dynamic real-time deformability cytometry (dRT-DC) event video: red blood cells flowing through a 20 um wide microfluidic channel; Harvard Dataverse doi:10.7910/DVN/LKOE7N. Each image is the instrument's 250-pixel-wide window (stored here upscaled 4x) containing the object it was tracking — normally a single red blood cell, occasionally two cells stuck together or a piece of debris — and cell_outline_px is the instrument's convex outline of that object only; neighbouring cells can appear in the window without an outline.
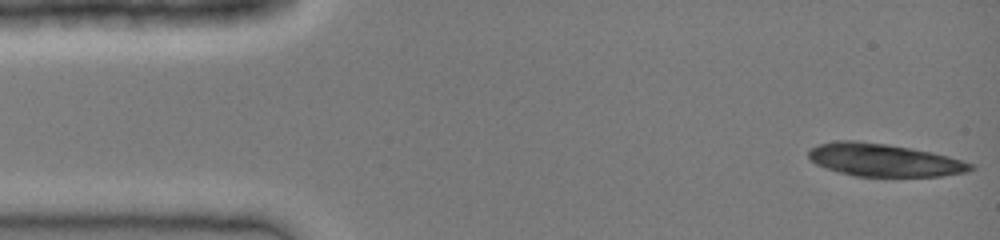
{"species": "common noctule bat (a hibernating species)", "species_latin": "Nyctalus noctula", "temperature_condition": "cold", "stored_images_in_passage": 41, "camera_frame_rate_fps": 3000, "um_per_image_px": 0.085, "animal": {"sex": "female", "body_mass_g": 19.0, "forearm_length_mm": 51.5}, "frame": {"image": 1, "passage_image": 1, "time_ms": 0.0, "image_size_px": [1000, 240], "cell_outline_px": [[976, 168], [968, 172], [940, 176], [856, 176], [824, 168], [816, 164], [808, 156], [808, 152], [812, 148], [820, 144], [836, 140], [856, 140], [888, 144], [912, 148], [932, 152], [948, 156], [976, 164]], "centroid_in_image_um": [75.18, 13.6], "position_along_channel_um": 9.8, "area_um2": 31.04}}